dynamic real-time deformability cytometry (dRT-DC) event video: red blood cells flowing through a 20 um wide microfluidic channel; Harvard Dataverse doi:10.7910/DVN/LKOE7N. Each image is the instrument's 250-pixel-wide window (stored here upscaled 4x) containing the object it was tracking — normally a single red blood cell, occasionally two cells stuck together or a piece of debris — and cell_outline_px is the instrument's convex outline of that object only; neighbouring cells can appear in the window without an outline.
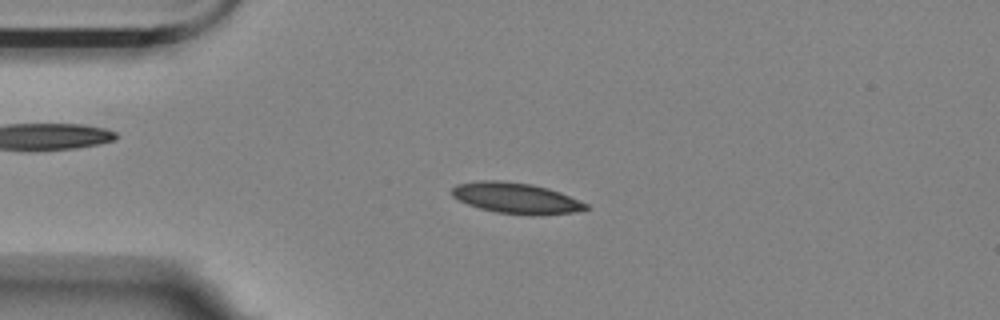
{"species": "Egyptian fruit bat (a non-hibernating species)", "species_latin": "Rousettus aegyptiacus", "temperature_condition": "room temperature", "stored_images_in_passage": 3, "camera_frame_rate_fps": 3000, "um_per_image_px": 0.085, "animal": {"sex": "female"}, "frame": {"image": 1, "passage_image": 2, "time_ms": 0.333, "image_size_px": [1000, 320], "cell_outline_px": [[588, 208], [572, 212], [540, 216], [496, 212], [480, 208], [468, 204], [452, 196], [452, 188], [456, 184], [476, 180], [500, 180], [532, 184], [548, 188], [560, 192], [588, 204]], "centroid_in_image_um": [43.85, 16.83], "position_along_channel_um": 41.2, "area_um2": 24.04}}